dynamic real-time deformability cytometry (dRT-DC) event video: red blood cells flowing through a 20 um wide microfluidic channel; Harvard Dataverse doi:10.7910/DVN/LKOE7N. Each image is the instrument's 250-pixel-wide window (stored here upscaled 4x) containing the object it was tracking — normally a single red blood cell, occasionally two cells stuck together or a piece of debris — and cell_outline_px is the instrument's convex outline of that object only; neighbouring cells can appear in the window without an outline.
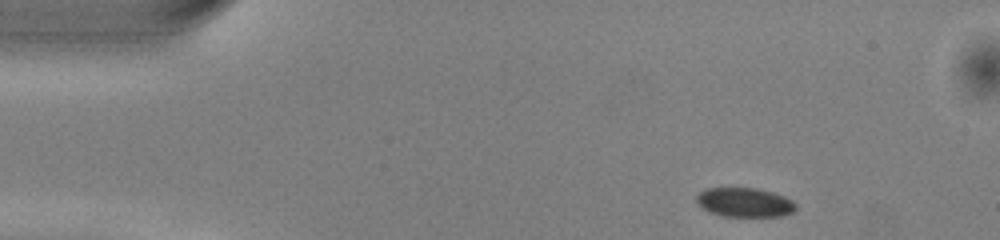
{"species": "common noctule bat (a hibernating species)", "species_latin": "Nyctalus noctula", "temperature_condition": "warm", "stored_images_in_passage": 45, "camera_frame_rate_fps": 3000, "um_per_image_px": 0.085, "animal": {"sex": "male", "body_mass_g": 13.0, "forearm_length_mm": 53.1}, "frame": {"image": 1, "passage_image": 1, "time_ms": 0.0, "image_size_px": [1000, 240], "cell_outline_px": [[796, 208], [792, 212], [780, 216], [724, 216], [708, 212], [696, 200], [696, 196], [700, 192], [708, 188], [756, 188], [772, 192], [784, 196], [792, 200], [796, 204]], "centroid_in_image_um": [63.3, 17.2], "position_along_channel_um": 21.7, "area_um2": 16.76}}
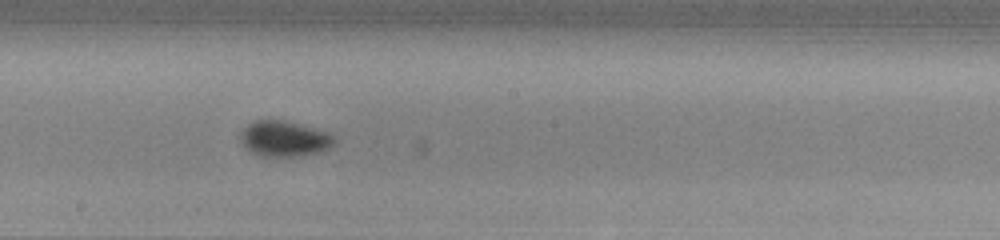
{"frame": {"image": 2, "passage_image": 22, "time_ms": 7.0, "image_size_px": [1000, 240], "cell_outline_px": [[336, 144], [320, 152], [300, 156], [260, 156], [252, 152], [240, 140], [240, 132], [248, 124], [256, 120], [284, 120], [332, 132], [336, 136]], "centroid_in_image_um": [24.24, 11.78], "position_along_channel_um": 224.0, "area_um2": 19.71}}
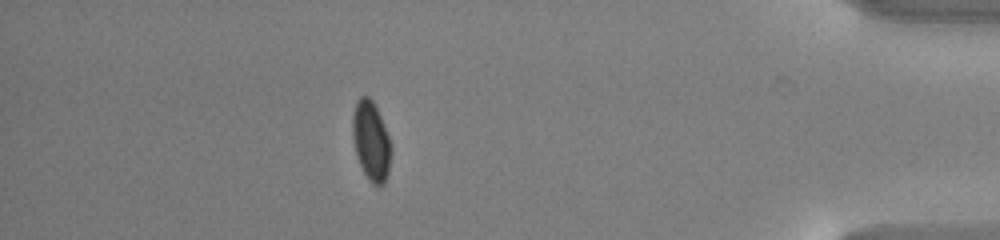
{"frame": {"image": 3, "passage_image": 39, "time_ms": 12.667, "image_size_px": [1000, 240], "cell_outline_px": [[392, 152], [388, 172], [384, 184], [372, 184], [368, 180], [356, 156], [352, 140], [352, 116], [356, 100], [360, 96], [368, 96], [372, 100], [380, 116], [388, 136]], "centroid_in_image_um": [31.52, 11.98], "position_along_channel_um": 403.7, "area_um2": 17.86}, "authors_computed_cell_mechanics": {"area_um2": 17.9758, "velocity_mm_per_s": 4.0385, "shape_relaxation_time_tau1_ms": 2.211, "shape_relaxation_time_tau2_ms": null, "deformation_change_tau1": 0.0687, "deformation_change_tau2": null}}